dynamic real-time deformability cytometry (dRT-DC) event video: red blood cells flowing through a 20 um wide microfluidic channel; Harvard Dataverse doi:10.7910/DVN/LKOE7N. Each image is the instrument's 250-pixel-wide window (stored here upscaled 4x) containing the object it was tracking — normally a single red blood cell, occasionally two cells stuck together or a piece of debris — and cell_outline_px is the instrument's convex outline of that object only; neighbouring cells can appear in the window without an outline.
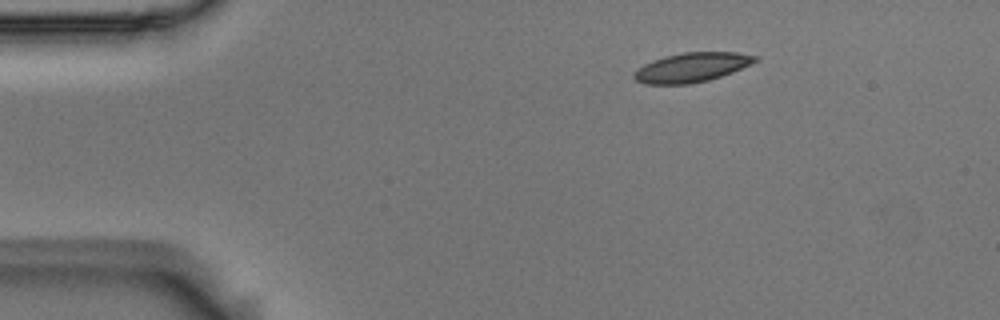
{"species": "Egyptian fruit bat (a non-hibernating species)", "species_latin": "Rousettus aegyptiacus", "temperature_condition": "room temperature", "stored_images_in_passage": 47, "camera_frame_rate_fps": 3000, "um_per_image_px": 0.085, "animal": {"sex": "male"}, "frame": {"image": 1, "passage_image": 1, "time_ms": 0.0, "image_size_px": [1000, 320], "cell_outline_px": [[760, 60], [752, 64], [732, 72], [708, 80], [688, 84], [644, 84], [636, 80], [632, 76], [632, 72], [636, 68], [652, 60], [664, 56], [684, 52], [736, 52], [756, 56]], "centroid_in_image_um": [58.76, 5.72], "position_along_channel_um": 26.2, "area_um2": 20.87}}
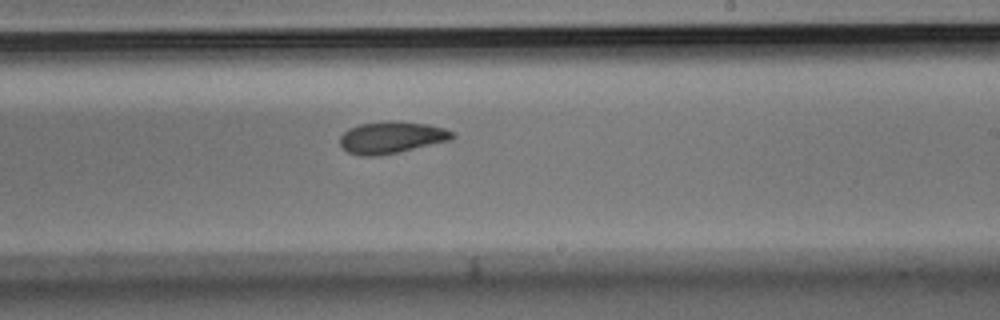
{"frame": {"image": 2, "passage_image": 25, "time_ms": 8.0, "image_size_px": [1000, 320], "cell_outline_px": [[456, 136], [452, 140], [396, 152], [376, 156], [360, 156], [348, 152], [340, 144], [340, 136], [348, 128], [360, 124], [384, 120], [392, 120], [428, 124], [444, 128], [452, 132]], "centroid_in_image_um": [33.27, 11.66], "position_along_channel_um": 255.7, "area_um2": 20.92}}
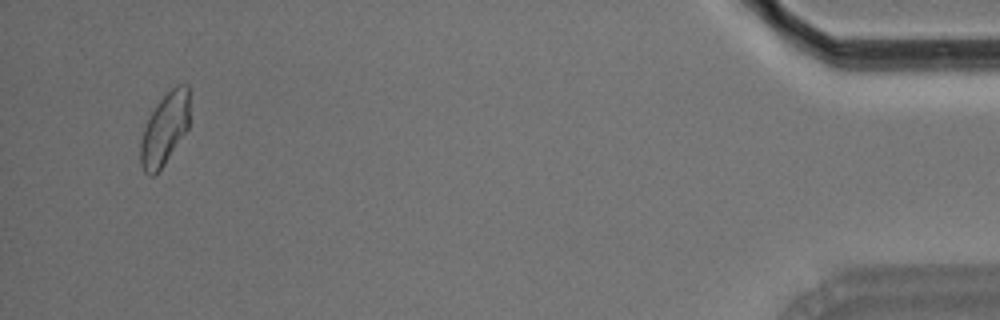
{"frame": {"image": 3, "passage_image": 45, "time_ms": 14.667, "image_size_px": [1000, 320], "cell_outline_px": [[188, 128], [164, 164], [152, 176], [148, 176], [144, 172], [140, 164], [140, 140], [144, 128], [156, 104], [176, 84], [188, 84]], "centroid_in_image_um": [13.97, 10.98], "position_along_channel_um": 421.2, "area_um2": 20.23}, "authors_computed_cell_mechanics": {"area_um2": 20.9236, "velocity_mm_per_s": 3.6497, "shape_relaxation_time_tau1_ms": null, "shape_relaxation_time_tau2_ms": 3.7907, "deformation_change_tau1": null, "deformation_change_tau2": 0.0855}}